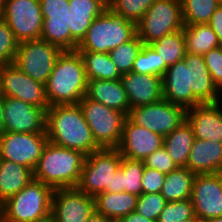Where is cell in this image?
<instances>
[{
	"mask_svg": "<svg viewBox=\"0 0 222 222\" xmlns=\"http://www.w3.org/2000/svg\"><path fill=\"white\" fill-rule=\"evenodd\" d=\"M150 45L161 59V78L164 76L166 69L183 60L186 53L183 29L165 35Z\"/></svg>",
	"mask_w": 222,
	"mask_h": 222,
	"instance_id": "obj_31",
	"label": "cell"
},
{
	"mask_svg": "<svg viewBox=\"0 0 222 222\" xmlns=\"http://www.w3.org/2000/svg\"><path fill=\"white\" fill-rule=\"evenodd\" d=\"M95 198L96 211L114 222L134 212L138 196L127 192H102Z\"/></svg>",
	"mask_w": 222,
	"mask_h": 222,
	"instance_id": "obj_27",
	"label": "cell"
},
{
	"mask_svg": "<svg viewBox=\"0 0 222 222\" xmlns=\"http://www.w3.org/2000/svg\"><path fill=\"white\" fill-rule=\"evenodd\" d=\"M195 173L187 167H178L165 174L160 193L167 202H175L191 198Z\"/></svg>",
	"mask_w": 222,
	"mask_h": 222,
	"instance_id": "obj_29",
	"label": "cell"
},
{
	"mask_svg": "<svg viewBox=\"0 0 222 222\" xmlns=\"http://www.w3.org/2000/svg\"><path fill=\"white\" fill-rule=\"evenodd\" d=\"M37 222H55V219L52 215H49L48 217L44 218V219H41Z\"/></svg>",
	"mask_w": 222,
	"mask_h": 222,
	"instance_id": "obj_49",
	"label": "cell"
},
{
	"mask_svg": "<svg viewBox=\"0 0 222 222\" xmlns=\"http://www.w3.org/2000/svg\"><path fill=\"white\" fill-rule=\"evenodd\" d=\"M7 0H0V13L3 10L4 4Z\"/></svg>",
	"mask_w": 222,
	"mask_h": 222,
	"instance_id": "obj_53",
	"label": "cell"
},
{
	"mask_svg": "<svg viewBox=\"0 0 222 222\" xmlns=\"http://www.w3.org/2000/svg\"><path fill=\"white\" fill-rule=\"evenodd\" d=\"M219 5L218 0H181L184 25L208 24Z\"/></svg>",
	"mask_w": 222,
	"mask_h": 222,
	"instance_id": "obj_33",
	"label": "cell"
},
{
	"mask_svg": "<svg viewBox=\"0 0 222 222\" xmlns=\"http://www.w3.org/2000/svg\"><path fill=\"white\" fill-rule=\"evenodd\" d=\"M53 189L32 179L17 194L1 204V219L5 222H37L51 215Z\"/></svg>",
	"mask_w": 222,
	"mask_h": 222,
	"instance_id": "obj_4",
	"label": "cell"
},
{
	"mask_svg": "<svg viewBox=\"0 0 222 222\" xmlns=\"http://www.w3.org/2000/svg\"><path fill=\"white\" fill-rule=\"evenodd\" d=\"M163 99L186 110L202 104L193 94L190 86L189 67L184 60L166 69L162 77Z\"/></svg>",
	"mask_w": 222,
	"mask_h": 222,
	"instance_id": "obj_19",
	"label": "cell"
},
{
	"mask_svg": "<svg viewBox=\"0 0 222 222\" xmlns=\"http://www.w3.org/2000/svg\"><path fill=\"white\" fill-rule=\"evenodd\" d=\"M87 222H114V221H112L110 218L105 217L104 215L95 210V212L89 217Z\"/></svg>",
	"mask_w": 222,
	"mask_h": 222,
	"instance_id": "obj_47",
	"label": "cell"
},
{
	"mask_svg": "<svg viewBox=\"0 0 222 222\" xmlns=\"http://www.w3.org/2000/svg\"><path fill=\"white\" fill-rule=\"evenodd\" d=\"M88 79L77 50L63 51L45 84L49 106L78 104L86 96Z\"/></svg>",
	"mask_w": 222,
	"mask_h": 222,
	"instance_id": "obj_2",
	"label": "cell"
},
{
	"mask_svg": "<svg viewBox=\"0 0 222 222\" xmlns=\"http://www.w3.org/2000/svg\"><path fill=\"white\" fill-rule=\"evenodd\" d=\"M165 180V174L145 167L142 177V193H159Z\"/></svg>",
	"mask_w": 222,
	"mask_h": 222,
	"instance_id": "obj_43",
	"label": "cell"
},
{
	"mask_svg": "<svg viewBox=\"0 0 222 222\" xmlns=\"http://www.w3.org/2000/svg\"><path fill=\"white\" fill-rule=\"evenodd\" d=\"M0 17L18 42L41 38L43 16L39 0H7Z\"/></svg>",
	"mask_w": 222,
	"mask_h": 222,
	"instance_id": "obj_10",
	"label": "cell"
},
{
	"mask_svg": "<svg viewBox=\"0 0 222 222\" xmlns=\"http://www.w3.org/2000/svg\"><path fill=\"white\" fill-rule=\"evenodd\" d=\"M156 0H108V8L116 15L135 24Z\"/></svg>",
	"mask_w": 222,
	"mask_h": 222,
	"instance_id": "obj_36",
	"label": "cell"
},
{
	"mask_svg": "<svg viewBox=\"0 0 222 222\" xmlns=\"http://www.w3.org/2000/svg\"><path fill=\"white\" fill-rule=\"evenodd\" d=\"M190 199L200 222L222 216L221 172L196 174Z\"/></svg>",
	"mask_w": 222,
	"mask_h": 222,
	"instance_id": "obj_15",
	"label": "cell"
},
{
	"mask_svg": "<svg viewBox=\"0 0 222 222\" xmlns=\"http://www.w3.org/2000/svg\"><path fill=\"white\" fill-rule=\"evenodd\" d=\"M222 101L203 103L186 111L196 139L222 143Z\"/></svg>",
	"mask_w": 222,
	"mask_h": 222,
	"instance_id": "obj_20",
	"label": "cell"
},
{
	"mask_svg": "<svg viewBox=\"0 0 222 222\" xmlns=\"http://www.w3.org/2000/svg\"><path fill=\"white\" fill-rule=\"evenodd\" d=\"M33 179V171L18 163L0 160V203L17 194Z\"/></svg>",
	"mask_w": 222,
	"mask_h": 222,
	"instance_id": "obj_26",
	"label": "cell"
},
{
	"mask_svg": "<svg viewBox=\"0 0 222 222\" xmlns=\"http://www.w3.org/2000/svg\"><path fill=\"white\" fill-rule=\"evenodd\" d=\"M46 133L49 142L81 151L86 156L101 149L93 137L79 103L49 106Z\"/></svg>",
	"mask_w": 222,
	"mask_h": 222,
	"instance_id": "obj_1",
	"label": "cell"
},
{
	"mask_svg": "<svg viewBox=\"0 0 222 222\" xmlns=\"http://www.w3.org/2000/svg\"><path fill=\"white\" fill-rule=\"evenodd\" d=\"M145 169L144 161L122 157L121 182L123 192L139 196L142 194V177Z\"/></svg>",
	"mask_w": 222,
	"mask_h": 222,
	"instance_id": "obj_35",
	"label": "cell"
},
{
	"mask_svg": "<svg viewBox=\"0 0 222 222\" xmlns=\"http://www.w3.org/2000/svg\"><path fill=\"white\" fill-rule=\"evenodd\" d=\"M205 222H222V216L208 219Z\"/></svg>",
	"mask_w": 222,
	"mask_h": 222,
	"instance_id": "obj_50",
	"label": "cell"
},
{
	"mask_svg": "<svg viewBox=\"0 0 222 222\" xmlns=\"http://www.w3.org/2000/svg\"><path fill=\"white\" fill-rule=\"evenodd\" d=\"M43 27L41 38L63 51L77 50L78 42L70 34L69 0H39Z\"/></svg>",
	"mask_w": 222,
	"mask_h": 222,
	"instance_id": "obj_12",
	"label": "cell"
},
{
	"mask_svg": "<svg viewBox=\"0 0 222 222\" xmlns=\"http://www.w3.org/2000/svg\"><path fill=\"white\" fill-rule=\"evenodd\" d=\"M47 143V133L4 132L0 136L1 159L22 164L34 171Z\"/></svg>",
	"mask_w": 222,
	"mask_h": 222,
	"instance_id": "obj_13",
	"label": "cell"
},
{
	"mask_svg": "<svg viewBox=\"0 0 222 222\" xmlns=\"http://www.w3.org/2000/svg\"><path fill=\"white\" fill-rule=\"evenodd\" d=\"M178 222H200L198 219H187V220H181Z\"/></svg>",
	"mask_w": 222,
	"mask_h": 222,
	"instance_id": "obj_52",
	"label": "cell"
},
{
	"mask_svg": "<svg viewBox=\"0 0 222 222\" xmlns=\"http://www.w3.org/2000/svg\"><path fill=\"white\" fill-rule=\"evenodd\" d=\"M167 201L159 193H142L137 198L135 211L140 215L157 222L159 214L165 208Z\"/></svg>",
	"mask_w": 222,
	"mask_h": 222,
	"instance_id": "obj_39",
	"label": "cell"
},
{
	"mask_svg": "<svg viewBox=\"0 0 222 222\" xmlns=\"http://www.w3.org/2000/svg\"><path fill=\"white\" fill-rule=\"evenodd\" d=\"M186 111L185 108L162 99L130 109L127 118L132 123L165 137L186 120Z\"/></svg>",
	"mask_w": 222,
	"mask_h": 222,
	"instance_id": "obj_11",
	"label": "cell"
},
{
	"mask_svg": "<svg viewBox=\"0 0 222 222\" xmlns=\"http://www.w3.org/2000/svg\"><path fill=\"white\" fill-rule=\"evenodd\" d=\"M186 167L195 174L222 172V143L195 138Z\"/></svg>",
	"mask_w": 222,
	"mask_h": 222,
	"instance_id": "obj_25",
	"label": "cell"
},
{
	"mask_svg": "<svg viewBox=\"0 0 222 222\" xmlns=\"http://www.w3.org/2000/svg\"><path fill=\"white\" fill-rule=\"evenodd\" d=\"M70 34L80 43L94 19L108 8V0H69Z\"/></svg>",
	"mask_w": 222,
	"mask_h": 222,
	"instance_id": "obj_24",
	"label": "cell"
},
{
	"mask_svg": "<svg viewBox=\"0 0 222 222\" xmlns=\"http://www.w3.org/2000/svg\"><path fill=\"white\" fill-rule=\"evenodd\" d=\"M18 41L7 23L0 17V68L13 64Z\"/></svg>",
	"mask_w": 222,
	"mask_h": 222,
	"instance_id": "obj_40",
	"label": "cell"
},
{
	"mask_svg": "<svg viewBox=\"0 0 222 222\" xmlns=\"http://www.w3.org/2000/svg\"><path fill=\"white\" fill-rule=\"evenodd\" d=\"M183 60L189 67L192 94L202 104L220 102L222 92L213 83L203 56L185 53Z\"/></svg>",
	"mask_w": 222,
	"mask_h": 222,
	"instance_id": "obj_22",
	"label": "cell"
},
{
	"mask_svg": "<svg viewBox=\"0 0 222 222\" xmlns=\"http://www.w3.org/2000/svg\"><path fill=\"white\" fill-rule=\"evenodd\" d=\"M164 145V137L147 128L138 126L126 118L122 139L117 147L122 157L144 161L148 155Z\"/></svg>",
	"mask_w": 222,
	"mask_h": 222,
	"instance_id": "obj_18",
	"label": "cell"
},
{
	"mask_svg": "<svg viewBox=\"0 0 222 222\" xmlns=\"http://www.w3.org/2000/svg\"><path fill=\"white\" fill-rule=\"evenodd\" d=\"M0 219H1V203H0Z\"/></svg>",
	"mask_w": 222,
	"mask_h": 222,
	"instance_id": "obj_54",
	"label": "cell"
},
{
	"mask_svg": "<svg viewBox=\"0 0 222 222\" xmlns=\"http://www.w3.org/2000/svg\"><path fill=\"white\" fill-rule=\"evenodd\" d=\"M47 110L13 97L3 98L5 132L46 133Z\"/></svg>",
	"mask_w": 222,
	"mask_h": 222,
	"instance_id": "obj_14",
	"label": "cell"
},
{
	"mask_svg": "<svg viewBox=\"0 0 222 222\" xmlns=\"http://www.w3.org/2000/svg\"><path fill=\"white\" fill-rule=\"evenodd\" d=\"M130 109L153 104L163 99L162 78L152 74L130 72L121 77Z\"/></svg>",
	"mask_w": 222,
	"mask_h": 222,
	"instance_id": "obj_21",
	"label": "cell"
},
{
	"mask_svg": "<svg viewBox=\"0 0 222 222\" xmlns=\"http://www.w3.org/2000/svg\"><path fill=\"white\" fill-rule=\"evenodd\" d=\"M213 83L222 92V45L203 55Z\"/></svg>",
	"mask_w": 222,
	"mask_h": 222,
	"instance_id": "obj_41",
	"label": "cell"
},
{
	"mask_svg": "<svg viewBox=\"0 0 222 222\" xmlns=\"http://www.w3.org/2000/svg\"><path fill=\"white\" fill-rule=\"evenodd\" d=\"M86 155L48 141L33 171V179L55 189L76 188Z\"/></svg>",
	"mask_w": 222,
	"mask_h": 222,
	"instance_id": "obj_3",
	"label": "cell"
},
{
	"mask_svg": "<svg viewBox=\"0 0 222 222\" xmlns=\"http://www.w3.org/2000/svg\"><path fill=\"white\" fill-rule=\"evenodd\" d=\"M86 97L107 107L119 110L126 115L129 113V99L121 79L88 80Z\"/></svg>",
	"mask_w": 222,
	"mask_h": 222,
	"instance_id": "obj_23",
	"label": "cell"
},
{
	"mask_svg": "<svg viewBox=\"0 0 222 222\" xmlns=\"http://www.w3.org/2000/svg\"><path fill=\"white\" fill-rule=\"evenodd\" d=\"M184 28L181 0H156L136 23V34L144 44Z\"/></svg>",
	"mask_w": 222,
	"mask_h": 222,
	"instance_id": "obj_8",
	"label": "cell"
},
{
	"mask_svg": "<svg viewBox=\"0 0 222 222\" xmlns=\"http://www.w3.org/2000/svg\"><path fill=\"white\" fill-rule=\"evenodd\" d=\"M81 55L88 80H119L122 75L112 62L109 53L78 51Z\"/></svg>",
	"mask_w": 222,
	"mask_h": 222,
	"instance_id": "obj_32",
	"label": "cell"
},
{
	"mask_svg": "<svg viewBox=\"0 0 222 222\" xmlns=\"http://www.w3.org/2000/svg\"><path fill=\"white\" fill-rule=\"evenodd\" d=\"M118 222H156V221L148 219L140 215L136 211H134V212L129 213L128 215H125Z\"/></svg>",
	"mask_w": 222,
	"mask_h": 222,
	"instance_id": "obj_45",
	"label": "cell"
},
{
	"mask_svg": "<svg viewBox=\"0 0 222 222\" xmlns=\"http://www.w3.org/2000/svg\"><path fill=\"white\" fill-rule=\"evenodd\" d=\"M115 192H123V187L121 182V165L120 168L113 175L112 193Z\"/></svg>",
	"mask_w": 222,
	"mask_h": 222,
	"instance_id": "obj_46",
	"label": "cell"
},
{
	"mask_svg": "<svg viewBox=\"0 0 222 222\" xmlns=\"http://www.w3.org/2000/svg\"><path fill=\"white\" fill-rule=\"evenodd\" d=\"M194 140V131L187 120H184L176 129L164 137L163 146L177 167L187 166Z\"/></svg>",
	"mask_w": 222,
	"mask_h": 222,
	"instance_id": "obj_28",
	"label": "cell"
},
{
	"mask_svg": "<svg viewBox=\"0 0 222 222\" xmlns=\"http://www.w3.org/2000/svg\"><path fill=\"white\" fill-rule=\"evenodd\" d=\"M95 210V198L77 188L53 191L51 215L55 222H87Z\"/></svg>",
	"mask_w": 222,
	"mask_h": 222,
	"instance_id": "obj_17",
	"label": "cell"
},
{
	"mask_svg": "<svg viewBox=\"0 0 222 222\" xmlns=\"http://www.w3.org/2000/svg\"><path fill=\"white\" fill-rule=\"evenodd\" d=\"M62 52L60 47L42 39L22 41L18 43L13 64L33 80L45 85Z\"/></svg>",
	"mask_w": 222,
	"mask_h": 222,
	"instance_id": "obj_9",
	"label": "cell"
},
{
	"mask_svg": "<svg viewBox=\"0 0 222 222\" xmlns=\"http://www.w3.org/2000/svg\"><path fill=\"white\" fill-rule=\"evenodd\" d=\"M5 132L3 121V100H0V136Z\"/></svg>",
	"mask_w": 222,
	"mask_h": 222,
	"instance_id": "obj_48",
	"label": "cell"
},
{
	"mask_svg": "<svg viewBox=\"0 0 222 222\" xmlns=\"http://www.w3.org/2000/svg\"><path fill=\"white\" fill-rule=\"evenodd\" d=\"M208 25L217 35L220 44L222 45V5L220 4L216 12L211 16Z\"/></svg>",
	"mask_w": 222,
	"mask_h": 222,
	"instance_id": "obj_44",
	"label": "cell"
},
{
	"mask_svg": "<svg viewBox=\"0 0 222 222\" xmlns=\"http://www.w3.org/2000/svg\"><path fill=\"white\" fill-rule=\"evenodd\" d=\"M132 72L161 77V59L150 44H144L134 60Z\"/></svg>",
	"mask_w": 222,
	"mask_h": 222,
	"instance_id": "obj_37",
	"label": "cell"
},
{
	"mask_svg": "<svg viewBox=\"0 0 222 222\" xmlns=\"http://www.w3.org/2000/svg\"><path fill=\"white\" fill-rule=\"evenodd\" d=\"M79 105L96 143L101 148H117L127 115L86 96L80 100Z\"/></svg>",
	"mask_w": 222,
	"mask_h": 222,
	"instance_id": "obj_7",
	"label": "cell"
},
{
	"mask_svg": "<svg viewBox=\"0 0 222 222\" xmlns=\"http://www.w3.org/2000/svg\"><path fill=\"white\" fill-rule=\"evenodd\" d=\"M122 156L117 148H101L87 155L76 188L91 197L112 192L113 175L120 168Z\"/></svg>",
	"mask_w": 222,
	"mask_h": 222,
	"instance_id": "obj_6",
	"label": "cell"
},
{
	"mask_svg": "<svg viewBox=\"0 0 222 222\" xmlns=\"http://www.w3.org/2000/svg\"><path fill=\"white\" fill-rule=\"evenodd\" d=\"M183 36L186 53L201 55L221 46L215 32L208 24L184 25Z\"/></svg>",
	"mask_w": 222,
	"mask_h": 222,
	"instance_id": "obj_30",
	"label": "cell"
},
{
	"mask_svg": "<svg viewBox=\"0 0 222 222\" xmlns=\"http://www.w3.org/2000/svg\"><path fill=\"white\" fill-rule=\"evenodd\" d=\"M144 43L136 34L131 40L119 45L109 52L112 62L121 75L132 72L134 60L141 51Z\"/></svg>",
	"mask_w": 222,
	"mask_h": 222,
	"instance_id": "obj_34",
	"label": "cell"
},
{
	"mask_svg": "<svg viewBox=\"0 0 222 222\" xmlns=\"http://www.w3.org/2000/svg\"><path fill=\"white\" fill-rule=\"evenodd\" d=\"M144 164L145 167L156 169L164 174H168L178 168L164 146L148 155L144 160Z\"/></svg>",
	"mask_w": 222,
	"mask_h": 222,
	"instance_id": "obj_42",
	"label": "cell"
},
{
	"mask_svg": "<svg viewBox=\"0 0 222 222\" xmlns=\"http://www.w3.org/2000/svg\"><path fill=\"white\" fill-rule=\"evenodd\" d=\"M4 97L5 96L2 90V80H1V74H0V100H3Z\"/></svg>",
	"mask_w": 222,
	"mask_h": 222,
	"instance_id": "obj_51",
	"label": "cell"
},
{
	"mask_svg": "<svg viewBox=\"0 0 222 222\" xmlns=\"http://www.w3.org/2000/svg\"><path fill=\"white\" fill-rule=\"evenodd\" d=\"M2 90L5 97L20 99L38 108L48 109L45 85L33 80L14 64L0 68Z\"/></svg>",
	"mask_w": 222,
	"mask_h": 222,
	"instance_id": "obj_16",
	"label": "cell"
},
{
	"mask_svg": "<svg viewBox=\"0 0 222 222\" xmlns=\"http://www.w3.org/2000/svg\"><path fill=\"white\" fill-rule=\"evenodd\" d=\"M187 219H197L191 199L167 202L157 222H178Z\"/></svg>",
	"mask_w": 222,
	"mask_h": 222,
	"instance_id": "obj_38",
	"label": "cell"
},
{
	"mask_svg": "<svg viewBox=\"0 0 222 222\" xmlns=\"http://www.w3.org/2000/svg\"><path fill=\"white\" fill-rule=\"evenodd\" d=\"M136 35V24L113 13L107 8L97 16L86 36L78 44L77 51L109 53Z\"/></svg>",
	"mask_w": 222,
	"mask_h": 222,
	"instance_id": "obj_5",
	"label": "cell"
}]
</instances>
